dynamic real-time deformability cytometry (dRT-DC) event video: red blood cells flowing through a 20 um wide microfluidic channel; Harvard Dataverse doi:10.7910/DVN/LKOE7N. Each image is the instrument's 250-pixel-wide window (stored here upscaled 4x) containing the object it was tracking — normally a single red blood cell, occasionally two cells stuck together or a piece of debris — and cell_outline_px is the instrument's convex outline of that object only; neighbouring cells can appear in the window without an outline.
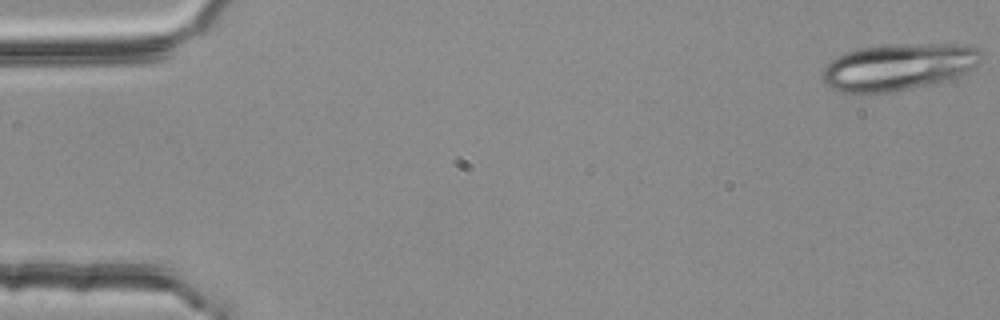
{"species": "common noctule bat (a hibernating species)", "species_latin": "Nyctalus noctula", "temperature_condition": "room temperature", "stored_images_in_passage": 4, "camera_frame_rate_fps": 3000, "um_per_image_px": 0.085, "animal": {"sex": "female", "body_mass_g": 25.1}, "frame": {"image": 1, "passage_image": 1, "time_ms": 0.0, "image_size_px": [1000, 320], "cell_outline_px": [[984, 56], [972, 68], [960, 76], [948, 80], [892, 92], [840, 92], [832, 88], [820, 76], [824, 68], [836, 56], [860, 48], [896, 44], [960, 44], [976, 48]], "centroid_in_image_um": [76.38, 5.68], "position_along_channel_um": 8.6, "area_um2": 42.95}}